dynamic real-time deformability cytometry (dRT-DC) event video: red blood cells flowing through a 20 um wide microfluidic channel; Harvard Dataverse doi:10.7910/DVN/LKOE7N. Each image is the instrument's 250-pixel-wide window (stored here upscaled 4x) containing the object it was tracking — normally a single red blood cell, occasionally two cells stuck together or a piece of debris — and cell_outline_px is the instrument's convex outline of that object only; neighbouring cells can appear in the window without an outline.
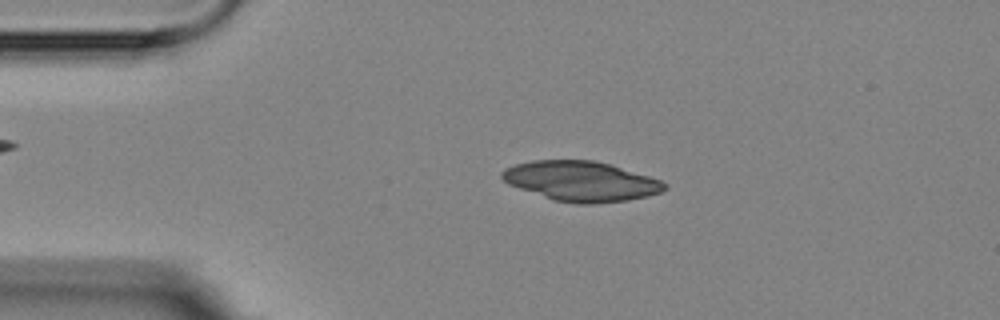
{"species": "Egyptian fruit bat (a non-hibernating species)", "species_latin": "Rousettus aegyptiacus", "temperature_condition": "room temperature", "stored_images_in_passage": 3, "camera_frame_rate_fps": 3000, "um_per_image_px": 0.085, "animal": {"sex": "female"}, "frame": {"image": 1, "passage_image": 2, "time_ms": 1.333, "image_size_px": [1000, 320], "cell_outline_px": [[668, 188], [660, 192], [648, 196], [628, 200], [592, 204], [576, 204], [552, 200], [508, 184], [500, 176], [500, 172], [504, 168], [516, 164], [532, 160], [592, 160], [608, 164], [648, 176], [660, 180], [668, 184]], "centroid_in_image_um": [49.36, 15.41], "position_along_channel_um": 35.6, "area_um2": 37.8}}